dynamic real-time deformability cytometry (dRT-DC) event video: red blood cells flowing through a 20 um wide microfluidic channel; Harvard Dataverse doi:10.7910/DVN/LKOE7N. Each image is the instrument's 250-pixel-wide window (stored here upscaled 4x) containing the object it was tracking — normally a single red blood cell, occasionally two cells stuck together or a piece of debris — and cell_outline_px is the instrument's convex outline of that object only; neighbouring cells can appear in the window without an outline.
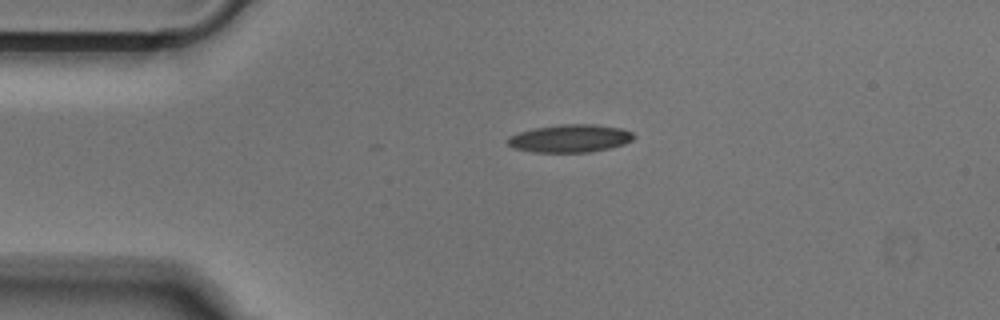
{"species": "Egyptian fruit bat (a non-hibernating species)", "species_latin": "Rousettus aegyptiacus", "temperature_condition": "cold", "stored_images_in_passage": 41, "camera_frame_rate_fps": 3000, "um_per_image_px": 0.085, "animal": {"sex": "male"}, "frame": {"image": 1, "passage_image": 1, "time_ms": 0.0, "image_size_px": [1000, 320], "cell_outline_px": [[636, 136], [632, 140], [624, 144], [608, 148], [588, 152], [532, 152], [512, 148], [504, 140], [508, 136], [520, 132], [536, 128], [560, 124], [596, 124], [620, 128], [632, 132]], "centroid_in_image_um": [48.42, 11.76], "position_along_channel_um": 36.6, "area_um2": 20.52}}
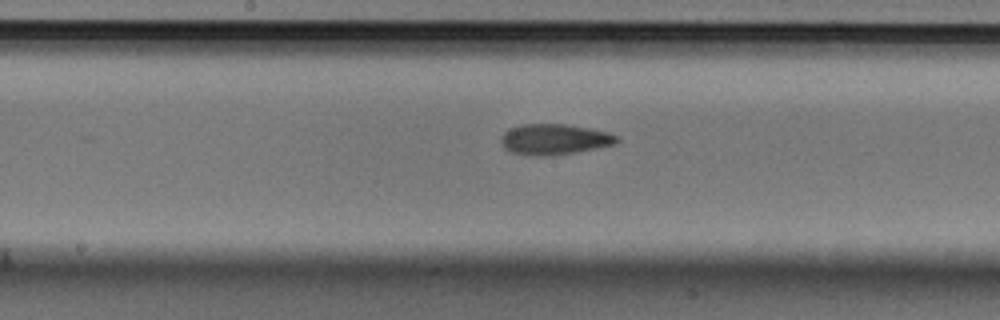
{"frame": {"image": 2, "passage_image": 16, "time_ms": 5.0, "image_size_px": [1000, 320], "cell_outline_px": [[620, 140], [616, 144], [576, 152], [552, 156], [536, 156], [512, 152], [504, 148], [500, 140], [500, 136], [508, 128], [524, 124], [564, 124], [588, 128], [608, 132], [616, 136]], "centroid_in_image_um": [47.1, 11.84], "position_along_channel_um": 201.1, "area_um2": 20.75}}
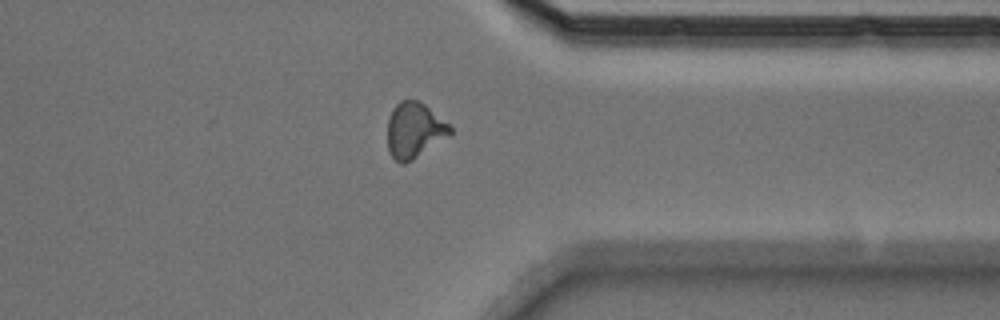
{"frame": {"image": 3, "passage_image": 30, "time_ms": 9.667, "image_size_px": [1000, 320], "cell_outline_px": [[452, 132], [412, 160], [404, 164], [400, 164], [388, 152], [388, 120], [392, 108], [400, 100], [416, 100], [424, 104], [448, 124], [452, 128]], "centroid_in_image_um": [35.17, 11.07], "position_along_channel_um": 376.2, "area_um2": 19.83}}